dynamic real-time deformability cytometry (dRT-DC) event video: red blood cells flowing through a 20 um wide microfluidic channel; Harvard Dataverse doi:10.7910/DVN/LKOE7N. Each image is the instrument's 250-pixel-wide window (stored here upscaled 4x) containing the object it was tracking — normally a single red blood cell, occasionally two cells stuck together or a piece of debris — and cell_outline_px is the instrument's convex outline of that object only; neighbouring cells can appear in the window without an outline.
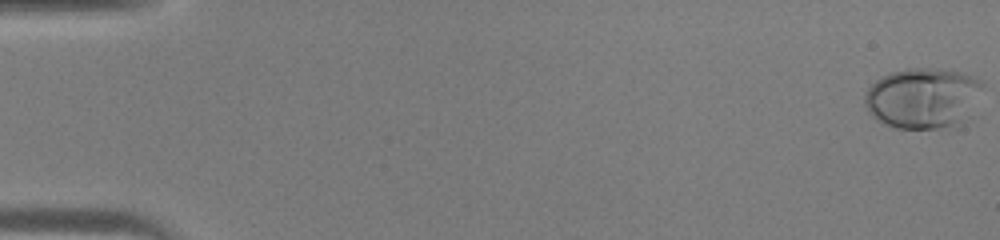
{"species": "human", "species_latin": "Homo sapiens", "temperature_condition": "warm", "stored_images_in_passage": 46, "camera_frame_rate_fps": 3000, "um_per_image_px": 0.085, "donor": {"sex": "male"}, "frame": {"image": 1, "passage_image": 1, "time_ms": 0.0, "image_size_px": [1000, 240], "cell_outline_px": [[984, 88], [960, 124], [956, 128], [896, 128], [884, 124], [876, 120], [868, 112], [864, 104], [864, 96], [868, 88], [876, 80], [892, 72], [908, 68], [940, 68], [964, 72], [984, 80]], "centroid_in_image_um": [78.45, 8.32], "position_along_channel_um": 6.5, "area_um2": 42.08}}
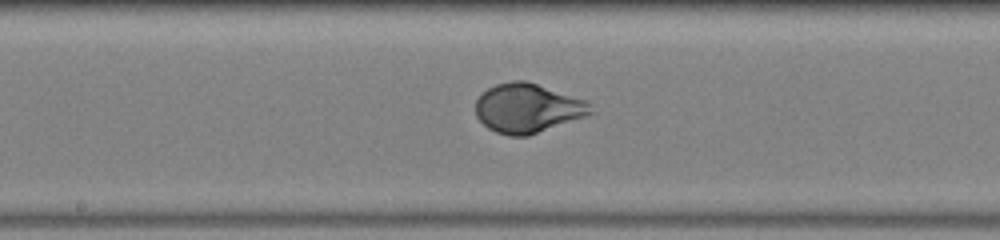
{"frame": {"image": 2, "passage_image": 25, "time_ms": 8.0, "image_size_px": [1000, 240], "cell_outline_px": [[592, 112], [584, 116], [528, 136], [508, 136], [496, 132], [488, 128], [476, 116], [476, 100], [488, 88], [496, 84], [512, 80], [524, 80], [588, 100], [592, 104]], "centroid_in_image_um": [44.84, 9.19], "position_along_channel_um": 203.4, "area_um2": 32.83}}
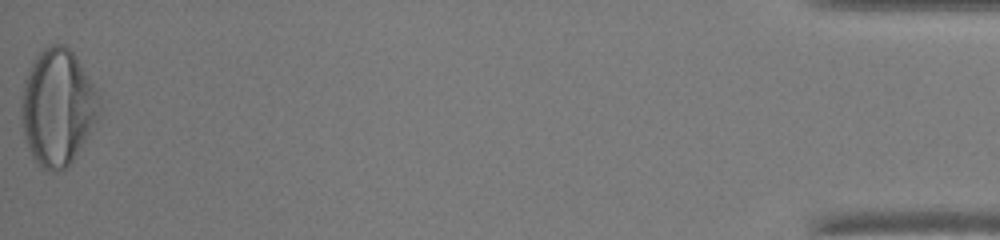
{"frame": {"image": 3, "passage_image": 46, "time_ms": 15.0, "image_size_px": [1000, 240], "cell_outline_px": [[100, 120], [72, 160], [64, 168], [56, 172], [52, 172], [44, 168], [32, 156], [28, 148], [24, 136], [20, 116], [20, 108], [24, 80], [36, 56], [44, 48], [52, 44], [64, 44], [76, 56], [96, 88]], "centroid_in_image_um": [4.9, 9.12], "position_along_channel_um": 430.3, "area_um2": 52.77}}